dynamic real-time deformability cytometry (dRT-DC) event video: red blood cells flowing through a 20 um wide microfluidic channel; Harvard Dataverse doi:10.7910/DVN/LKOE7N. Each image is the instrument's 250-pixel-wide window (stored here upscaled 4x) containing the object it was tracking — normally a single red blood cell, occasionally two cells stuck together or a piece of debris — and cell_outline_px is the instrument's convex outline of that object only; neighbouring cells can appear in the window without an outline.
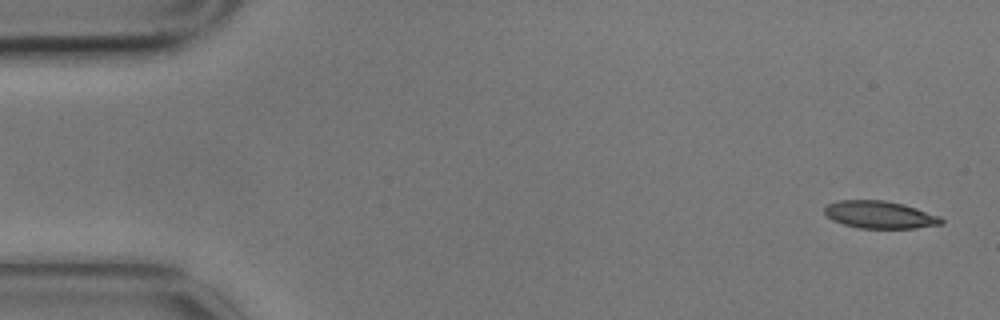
{"species": "common noctule bat (a hibernating species)", "species_latin": "Nyctalus noctula", "temperature_condition": "cold", "stored_images_in_passage": 3, "camera_frame_rate_fps": 3000, "um_per_image_px": 0.085, "animal": {"sex": "male", "body_mass_g": 17.9}, "frame": {"image": 1, "passage_image": 1, "time_ms": 0.0, "image_size_px": [1000, 320], "cell_outline_px": [[944, 224], [916, 228], [860, 228], [844, 224], [832, 220], [824, 212], [824, 208], [828, 204], [836, 200], [884, 200], [904, 204], [940, 216], [944, 220]], "centroid_in_image_um": [74.8, 18.25], "position_along_channel_um": 10.2, "area_um2": 18.73}}
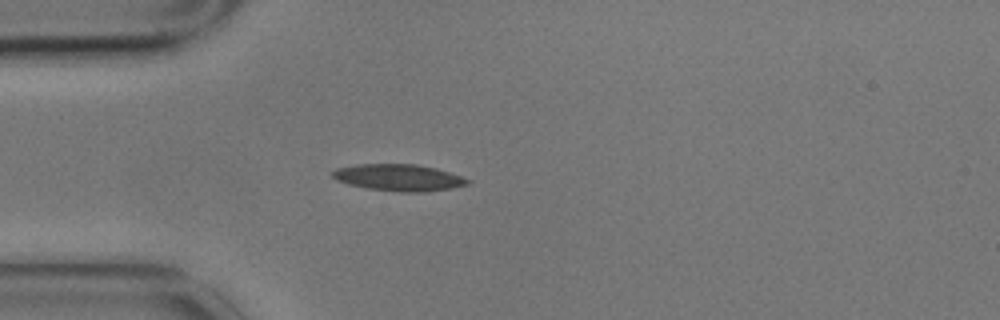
{"frame": {"image": 2, "passage_image": 3, "time_ms": 0.667, "image_size_px": [1000, 320], "cell_outline_px": [[472, 180], [468, 184], [452, 188], [424, 192], [400, 192], [368, 188], [348, 184], [336, 180], [332, 176], [332, 172], [336, 168], [356, 164], [416, 164], [436, 168]], "centroid_in_image_um": [33.88, 15.09], "position_along_channel_um": 51.1, "area_um2": 20.98}}